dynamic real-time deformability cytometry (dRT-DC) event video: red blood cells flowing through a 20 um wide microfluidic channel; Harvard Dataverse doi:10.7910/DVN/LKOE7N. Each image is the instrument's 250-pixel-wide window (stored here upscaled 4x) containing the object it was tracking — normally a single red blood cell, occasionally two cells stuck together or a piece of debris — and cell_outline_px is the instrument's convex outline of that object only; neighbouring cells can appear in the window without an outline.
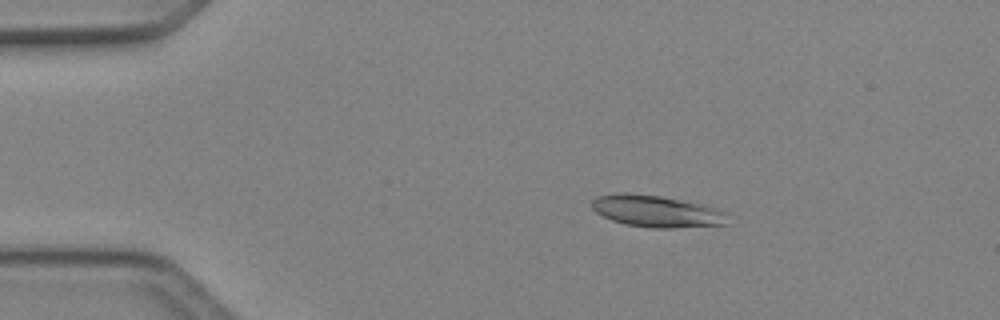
{"species": "Egyptian fruit bat (a non-hibernating species)", "species_latin": "Rousettus aegyptiacus", "temperature_condition": "cold", "stored_images_in_passage": 8, "camera_frame_rate_fps": 3000, "um_per_image_px": 0.085, "animal": {"sex": "female"}, "frame": {"image": 1, "passage_image": 3, "time_ms": 0.667, "image_size_px": [1000, 320], "cell_outline_px": [[728, 212], [724, 224], [672, 228], [652, 228], [624, 224], [612, 220], [596, 212], [592, 208], [592, 200], [596, 196], [616, 192], [628, 192], [660, 196], [704, 204]], "centroid_in_image_um": [55.77, 17.94], "position_along_channel_um": 29.2, "area_um2": 25.26}}
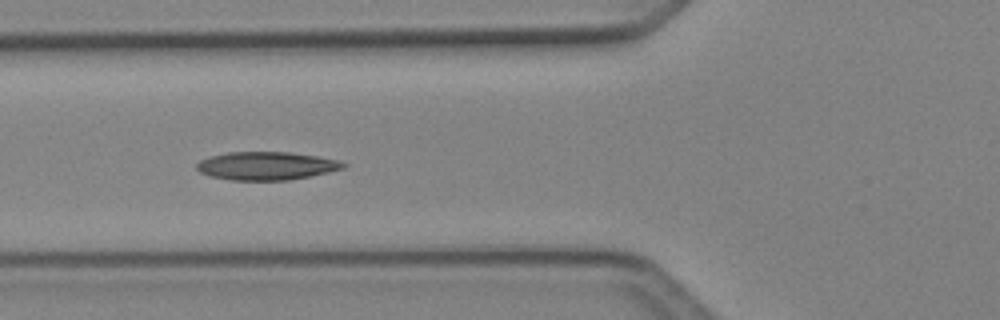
{"frame": {"image": 2, "passage_image": 6, "time_ms": 1.667, "image_size_px": [1000, 320], "cell_outline_px": [[348, 164], [344, 168], [312, 176], [288, 180], [228, 180], [208, 176], [200, 172], [196, 168], [196, 164], [200, 160], [212, 156], [228, 152], [288, 152], [316, 156], [340, 160]], "centroid_in_image_um": [22.65, 14.1], "position_along_channel_um": 103.2, "area_um2": 24.16}}
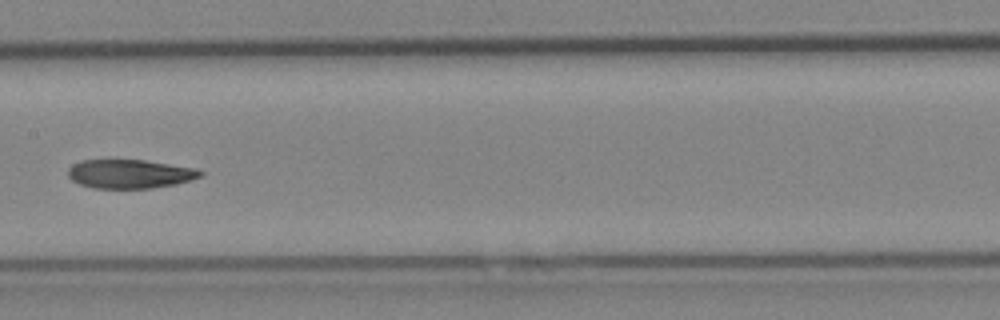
{"frame": {"image": 3, "passage_image": 8, "time_ms": 2.333, "image_size_px": [1000, 320], "cell_outline_px": [[204, 172], [200, 176], [176, 184], [152, 188], [92, 188], [80, 184], [72, 180], [68, 176], [68, 168], [72, 164], [80, 160], [144, 160], [196, 168]], "centroid_in_image_um": [11.0, 14.78], "position_along_channel_um": 196.4, "area_um2": 22.2}}